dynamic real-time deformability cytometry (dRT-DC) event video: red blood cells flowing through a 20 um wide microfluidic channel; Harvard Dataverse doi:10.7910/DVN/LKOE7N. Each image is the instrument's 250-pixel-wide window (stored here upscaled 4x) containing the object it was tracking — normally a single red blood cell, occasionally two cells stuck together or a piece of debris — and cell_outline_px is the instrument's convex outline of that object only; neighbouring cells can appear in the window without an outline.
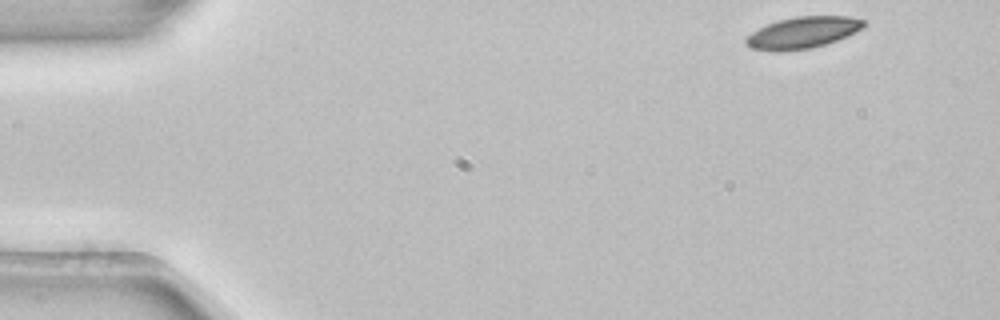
{"species": "common noctule bat (a hibernating species)", "species_latin": "Nyctalus noctula", "temperature_condition": "room temperature", "stored_images_in_passage": 50, "camera_frame_rate_fps": 3000, "um_per_image_px": 0.085, "animal": {"sex": "female", "body_mass_g": 22.7, "forearm_length_mm": 54.2}, "frame": {"image": 1, "passage_image": 1, "time_ms": 0.0, "image_size_px": [1000, 320], "cell_outline_px": [[864, 24], [860, 28], [836, 40], [812, 48], [780, 52], [752, 48], [744, 40], [752, 32], [768, 24], [780, 20], [796, 16], [848, 16], [864, 20]], "centroid_in_image_um": [68.19, 2.77], "position_along_channel_um": 16.8, "area_um2": 21.1}}
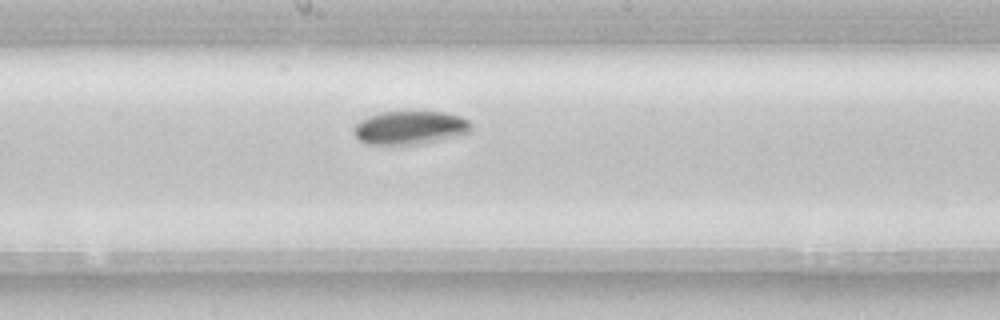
{"frame": {"image": 2, "passage_image": 25, "time_ms": 8.0, "image_size_px": [1000, 320], "cell_outline_px": [[472, 128], [468, 132], [460, 136], [424, 144], [368, 144], [360, 140], [352, 132], [352, 128], [360, 120], [368, 116], [380, 112], [444, 112], [460, 116], [468, 120], [472, 124]], "centroid_in_image_um": [34.87, 10.86], "position_along_channel_um": 213.3, "area_um2": 23.06}}
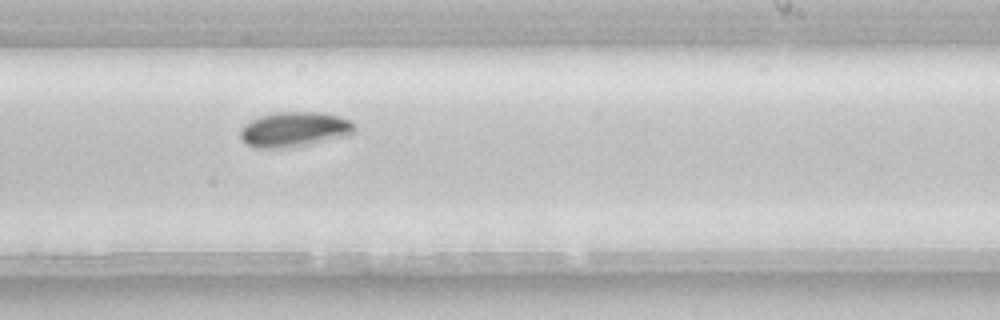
{"frame": {"image": 3, "passage_image": 29, "time_ms": 9.333, "image_size_px": [1000, 320], "cell_outline_px": [[356, 132], [348, 136], [312, 144], [292, 148], [256, 148], [244, 144], [240, 136], [240, 128], [244, 124], [260, 116], [276, 112], [320, 112], [340, 116], [348, 120], [356, 128]], "centroid_in_image_um": [25.02, 11.02], "position_along_channel_um": 264.0, "area_um2": 23.7}, "authors_computed_cell_mechanics": {"area_um2": 22.4553, "velocity_mm_per_s": 3.8322, "shape_relaxation_time_tau1_ms": 3.5526, "shape_relaxation_time_tau2_ms": null, "deformation_change_tau1": 0.0818, "deformation_change_tau2": null}}